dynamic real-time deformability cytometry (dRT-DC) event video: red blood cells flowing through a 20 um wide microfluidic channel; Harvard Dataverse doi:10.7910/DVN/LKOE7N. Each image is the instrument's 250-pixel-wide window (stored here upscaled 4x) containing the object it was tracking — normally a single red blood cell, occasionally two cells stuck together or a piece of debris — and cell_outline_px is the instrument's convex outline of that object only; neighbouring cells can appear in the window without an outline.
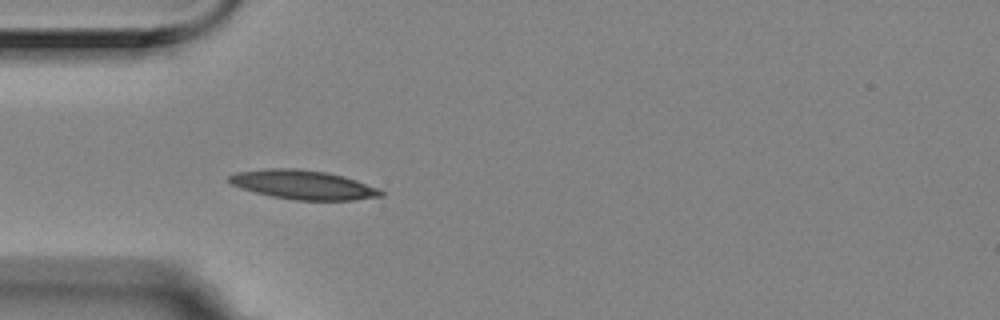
{"species": "Egyptian fruit bat (a non-hibernating species)", "species_latin": "Rousettus aegyptiacus", "temperature_condition": "room temperature", "stored_images_in_passage": 1, "camera_frame_rate_fps": 3000, "um_per_image_px": 0.085, "animal": {"sex": "female"}, "frame": {"image": 1, "passage_image": 1, "time_ms": 0.0, "image_size_px": [1000, 320], "cell_outline_px": [[384, 196], [352, 200], [296, 200], [272, 196], [240, 188], [232, 184], [228, 180], [228, 176], [236, 172], [268, 168], [300, 168], [324, 172], [344, 176], [380, 188], [384, 192]], "centroid_in_image_um": [25.79, 15.7], "position_along_channel_um": 59.2, "area_um2": 25.78}}